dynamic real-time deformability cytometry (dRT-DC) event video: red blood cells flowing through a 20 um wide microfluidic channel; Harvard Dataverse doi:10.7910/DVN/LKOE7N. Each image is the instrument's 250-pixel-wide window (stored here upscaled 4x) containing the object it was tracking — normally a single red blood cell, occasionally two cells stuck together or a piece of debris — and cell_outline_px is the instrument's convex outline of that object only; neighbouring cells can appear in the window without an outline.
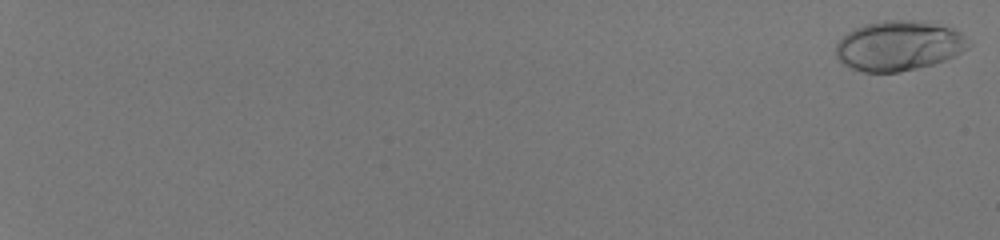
{"species": "human", "species_latin": "Homo sapiens", "temperature_condition": "room temperature", "stored_images_in_passage": 56, "camera_frame_rate_fps": 3000, "um_per_image_px": 0.085, "donor": {"sex": "male"}, "frame": {"image": 1, "passage_image": 1, "time_ms": 0.0, "image_size_px": [1000, 240], "cell_outline_px": [[972, 44], [968, 48], [944, 60], [932, 64], [900, 72], [864, 72], [852, 68], [844, 64], [836, 56], [836, 44], [848, 32], [864, 24], [884, 20], [912, 20], [952, 28], [960, 32]], "centroid_in_image_um": [76.38, 3.89], "position_along_channel_um": 8.6, "area_um2": 38.15}}
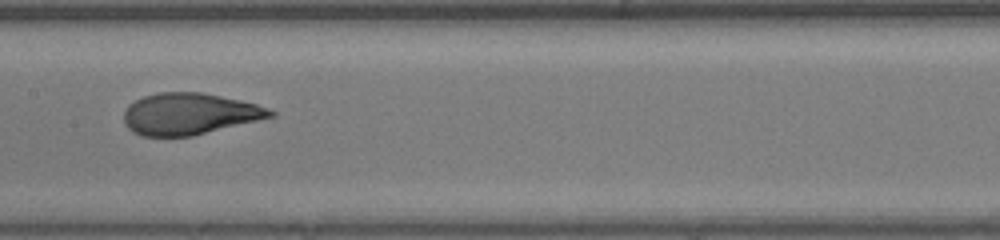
{"frame": {"image": 2, "passage_image": 35, "time_ms": 11.333, "image_size_px": [1000, 240], "cell_outline_px": [[276, 116], [192, 136], [140, 136], [132, 132], [124, 124], [124, 112], [128, 104], [144, 96], [160, 92], [200, 92], [240, 100], [256, 104], [268, 108], [276, 112]], "centroid_in_image_um": [16.09, 9.68], "position_along_channel_um": 191.3, "area_um2": 35.49}}
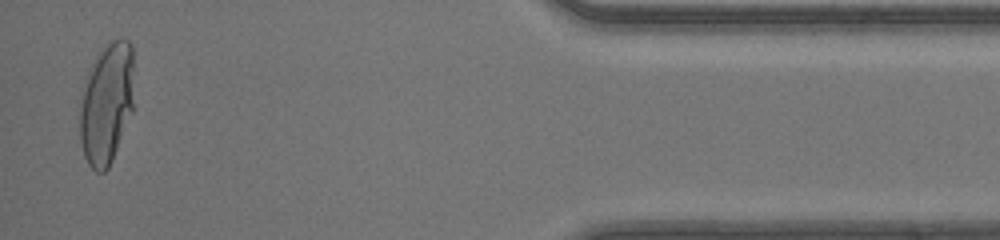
{"frame": {"image": 3, "passage_image": 55, "time_ms": 18.0, "image_size_px": [1000, 240], "cell_outline_px": [[132, 112], [112, 160], [108, 168], [104, 172], [96, 172], [88, 164], [84, 156], [80, 140], [76, 108], [80, 92], [88, 68], [96, 52], [104, 44], [112, 40], [128, 40], [132, 44]], "centroid_in_image_um": [8.97, 8.77], "position_along_channel_um": 426.2, "area_um2": 39.42}, "authors_computed_cell_mechanics": {"area_um2": 35.9516, "velocity_mm_per_s": 4.2189, "shape_relaxation_time_tau1_ms": 5.5904, "shape_relaxation_time_tau2_ms": null, "deformation_change_tau1": 0.2602, "deformation_change_tau2": null}}